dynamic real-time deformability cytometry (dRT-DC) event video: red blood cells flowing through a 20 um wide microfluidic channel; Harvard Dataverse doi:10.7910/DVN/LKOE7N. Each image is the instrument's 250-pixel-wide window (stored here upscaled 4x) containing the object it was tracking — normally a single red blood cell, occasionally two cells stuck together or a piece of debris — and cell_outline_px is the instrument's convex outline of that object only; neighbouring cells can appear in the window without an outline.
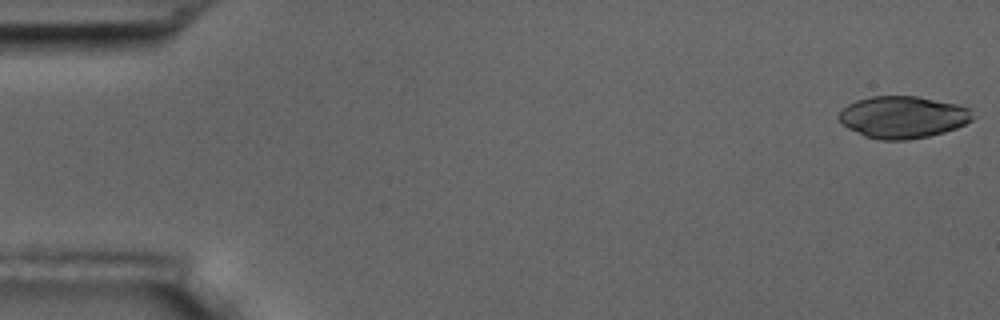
{"species": "common noctule bat (a hibernating species)", "species_latin": "Nyctalus noctula", "temperature_condition": "room temperature", "stored_images_in_passage": 3, "camera_frame_rate_fps": 3000, "um_per_image_px": 0.085, "animal": {"sex": "male", "body_mass_g": 17.5, "forearm_length_mm": 52.3}, "frame": {"image": 1, "passage_image": 1, "time_ms": 0.0, "image_size_px": [1000, 320], "cell_outline_px": [[972, 120], [956, 128], [944, 132], [928, 136], [908, 140], [880, 140], [864, 136], [840, 124], [836, 116], [848, 104], [856, 100], [872, 96], [916, 96], [956, 104], [972, 108]], "centroid_in_image_um": [76.71, 9.96], "position_along_channel_um": 8.3, "area_um2": 32.89}}